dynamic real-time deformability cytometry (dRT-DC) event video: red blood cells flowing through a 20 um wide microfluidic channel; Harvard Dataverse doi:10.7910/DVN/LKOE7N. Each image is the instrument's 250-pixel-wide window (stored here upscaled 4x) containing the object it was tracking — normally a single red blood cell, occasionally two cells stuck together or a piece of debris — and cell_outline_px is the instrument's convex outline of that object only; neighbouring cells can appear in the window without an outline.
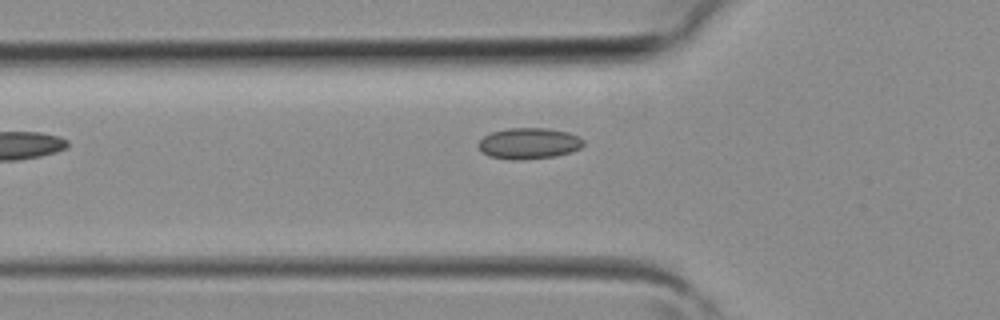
{"species": "common noctule bat (a hibernating species)", "species_latin": "Nyctalus noctula", "temperature_condition": "room temperature", "stored_images_in_passage": 5, "camera_frame_rate_fps": 3000, "um_per_image_px": 0.085, "animal": {"sex": "female", "body_mass_g": 19.3, "forearm_length_mm": 54.1}, "frame": {"image": 1, "passage_image": 5, "time_ms": 1.333, "image_size_px": [1000, 320], "cell_outline_px": [[584, 144], [580, 148], [572, 152], [556, 156], [512, 160], [488, 156], [480, 148], [480, 140], [484, 136], [492, 132], [508, 128], [548, 128], [568, 132], [584, 140]], "centroid_in_image_um": [44.98, 12.18], "position_along_channel_um": 80.8, "area_um2": 18.84}}